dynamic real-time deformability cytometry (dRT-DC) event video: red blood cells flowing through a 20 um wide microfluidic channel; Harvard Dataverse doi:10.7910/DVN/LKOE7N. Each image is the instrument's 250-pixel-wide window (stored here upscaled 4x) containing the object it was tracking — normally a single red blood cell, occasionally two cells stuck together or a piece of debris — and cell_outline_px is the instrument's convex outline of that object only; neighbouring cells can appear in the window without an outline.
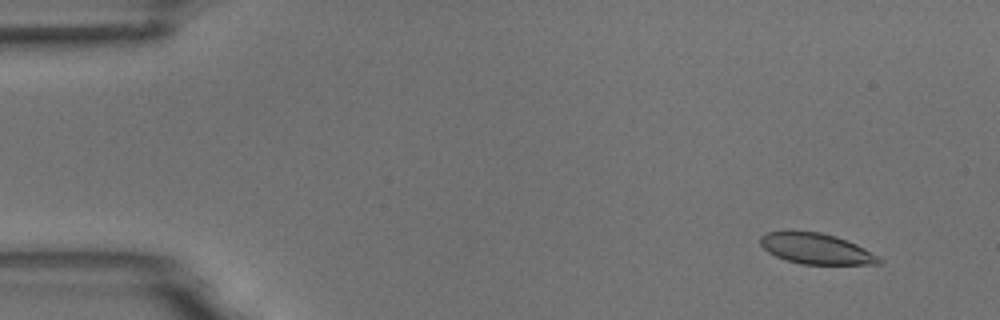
{"species": "common noctule bat (a hibernating species)", "species_latin": "Nyctalus noctula", "temperature_condition": "room temperature", "stored_images_in_passage": 4, "camera_frame_rate_fps": 3000, "um_per_image_px": 0.085, "animal": {"sex": "male", "body_mass_g": 18.8}, "frame": {"image": 1, "passage_image": 2, "time_ms": 1.0, "image_size_px": [1000, 320], "cell_outline_px": [[884, 260], [880, 264], [800, 264], [784, 260], [768, 252], [760, 244], [760, 236], [768, 232], [788, 228], [820, 232], [836, 236], [856, 244], [880, 256]], "centroid_in_image_um": [69.33, 21.1], "position_along_channel_um": 15.7, "area_um2": 21.91}}
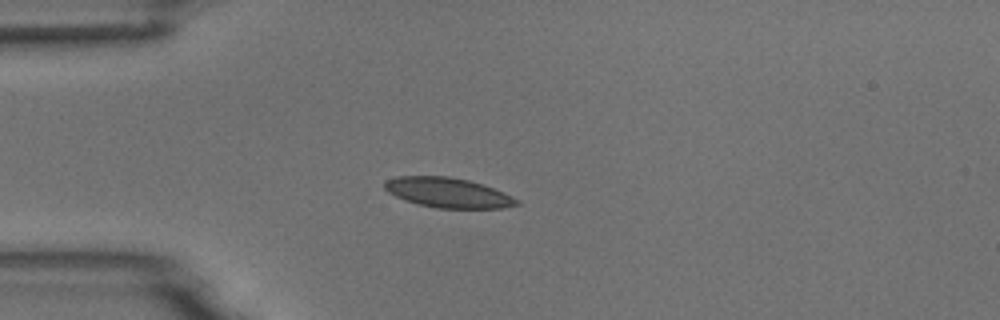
{"frame": {"image": 2, "passage_image": 4, "time_ms": 4.333, "image_size_px": [1000, 320], "cell_outline_px": [[520, 204], [504, 208], [436, 208], [404, 200], [388, 192], [384, 188], [384, 180], [396, 176], [448, 176], [468, 180], [504, 192], [520, 200]], "centroid_in_image_um": [38.07, 16.37], "position_along_channel_um": 46.9, "area_um2": 23.0}}